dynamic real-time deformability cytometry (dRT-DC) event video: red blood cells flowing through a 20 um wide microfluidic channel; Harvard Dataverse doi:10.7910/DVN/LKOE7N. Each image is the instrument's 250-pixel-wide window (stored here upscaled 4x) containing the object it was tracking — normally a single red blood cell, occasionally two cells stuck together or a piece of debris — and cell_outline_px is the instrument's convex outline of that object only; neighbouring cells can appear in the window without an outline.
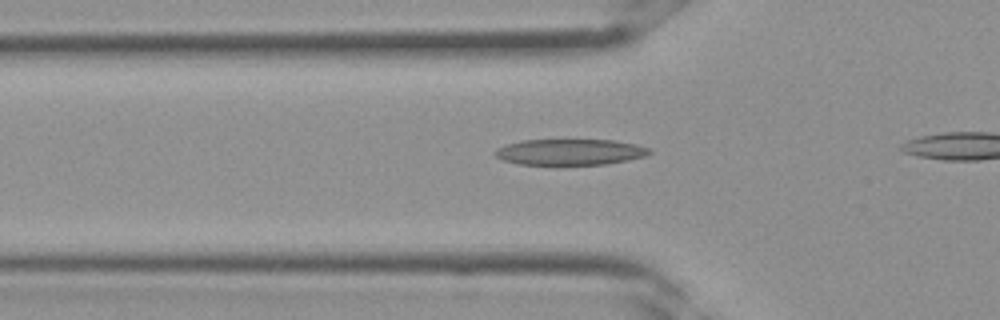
{"species": "Egyptian fruit bat (a non-hibernating species)", "species_latin": "Rousettus aegyptiacus", "temperature_condition": "room temperature", "stored_images_in_passage": 6, "camera_frame_rate_fps": 3000, "um_per_image_px": 0.085, "frame": {"image": 1, "passage_image": 2, "time_ms": 0.333, "image_size_px": [1000, 320], "cell_outline_px": [[652, 152], [644, 156], [628, 160], [604, 164], [556, 168], [516, 164], [504, 160], [496, 156], [492, 152], [496, 148], [508, 144], [524, 140], [616, 140], [636, 144], [648, 148]], "centroid_in_image_um": [48.39, 12.97], "position_along_channel_um": 77.4, "area_um2": 24.45}}
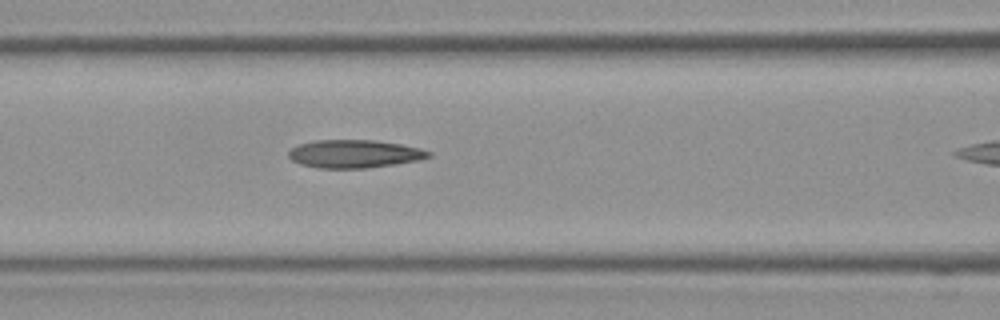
{"frame": {"image": 2, "passage_image": 5, "time_ms": 1.333, "image_size_px": [1000, 320], "cell_outline_px": [[432, 156], [420, 160], [368, 168], [316, 168], [300, 164], [292, 160], [288, 156], [288, 152], [292, 148], [300, 144], [316, 140], [376, 140], [400, 144], [420, 148], [432, 152]], "centroid_in_image_um": [30.14, 13.08], "position_along_channel_um": 136.5, "area_um2": 22.95}}